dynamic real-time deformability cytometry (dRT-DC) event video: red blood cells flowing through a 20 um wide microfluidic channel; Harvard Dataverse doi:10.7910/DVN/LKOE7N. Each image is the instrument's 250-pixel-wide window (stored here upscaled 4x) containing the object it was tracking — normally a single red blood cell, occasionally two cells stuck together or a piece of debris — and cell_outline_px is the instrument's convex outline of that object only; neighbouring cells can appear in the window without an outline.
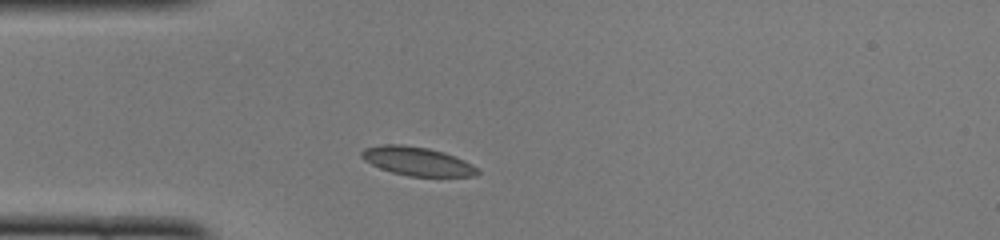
{"species": "common noctule bat (a hibernating species)", "species_latin": "Nyctalus noctula", "temperature_condition": "cold", "stored_images_in_passage": 38, "camera_frame_rate_fps": 3000, "um_per_image_px": 0.085, "animal": {"sex": "female", "body_mass_g": 22.0, "forearm_length_mm": 56.7}, "frame": {"image": 1, "passage_image": 1, "time_ms": 0.0, "image_size_px": [1000, 240], "cell_outline_px": [[480, 172], [476, 176], [408, 176], [392, 172], [380, 168], [364, 160], [360, 156], [360, 152], [364, 148], [380, 144], [404, 144], [428, 148], [444, 152], [464, 160], [472, 164]], "centroid_in_image_um": [35.43, 13.69], "position_along_channel_um": 49.6, "area_um2": 19.42}}
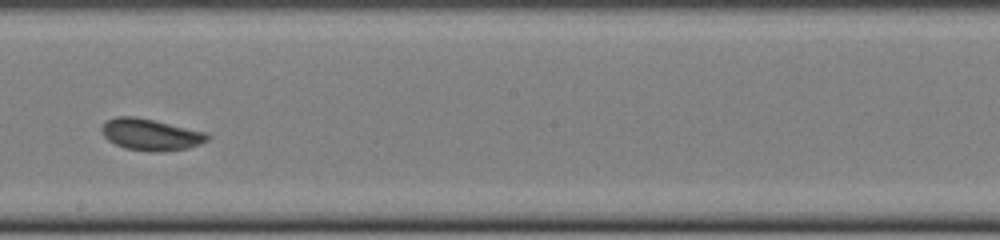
{"frame": {"image": 2, "passage_image": 16, "time_ms": 5.0, "image_size_px": [1000, 240], "cell_outline_px": [[208, 140], [200, 144], [188, 148], [160, 152], [152, 152], [124, 148], [108, 140], [104, 136], [100, 128], [108, 120], [116, 116], [136, 116], [208, 132]], "centroid_in_image_um": [12.82, 11.44], "position_along_channel_um": 235.4, "area_um2": 19.54}}
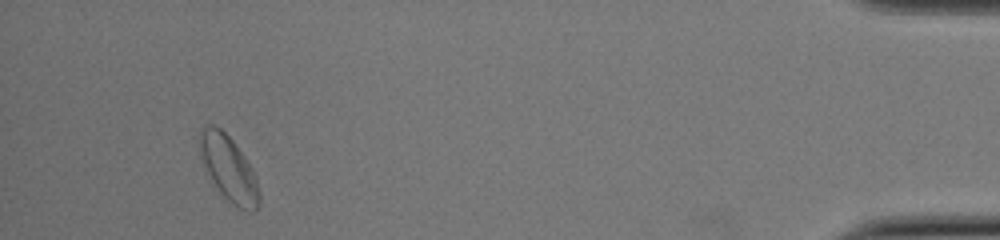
{"frame": {"image": 3, "passage_image": 35, "time_ms": 11.333, "image_size_px": [1000, 240], "cell_outline_px": [[260, 204], [252, 212], [248, 212], [232, 204], [208, 180], [200, 160], [200, 128], [208, 124], [212, 124], [220, 128], [232, 140], [244, 156], [252, 168], [256, 176], [260, 196]], "centroid_in_image_um": [19.41, 14.34], "position_along_channel_um": 415.8, "area_um2": 23.0}, "authors_computed_cell_mechanics": {"area_um2": 19.0451, "velocity_mm_per_s": 3.9321, "shape_relaxation_time_tau1_ms": 2.7634, "shape_relaxation_time_tau2_ms": 0.9032, "deformation_change_tau1": 0.0649, "deformation_change_tau2": 0.0369}}